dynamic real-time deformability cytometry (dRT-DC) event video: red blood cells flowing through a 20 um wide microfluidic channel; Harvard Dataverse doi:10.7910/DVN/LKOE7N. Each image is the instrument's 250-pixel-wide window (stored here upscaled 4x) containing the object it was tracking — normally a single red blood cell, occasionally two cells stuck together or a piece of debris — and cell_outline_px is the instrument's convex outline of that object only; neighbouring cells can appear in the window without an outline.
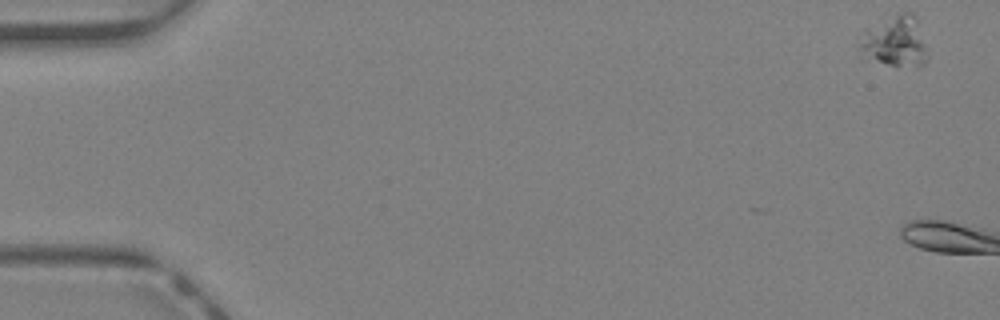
{"species": "Egyptian fruit bat (a non-hibernating species)", "species_latin": "Rousettus aegyptiacus", "temperature_condition": "warm", "stored_images_in_passage": 3, "camera_frame_rate_fps": 3000, "um_per_image_px": 0.085, "animal": {"sex": "female"}, "frame": {"image": 1, "passage_image": 1, "time_ms": 0.0, "image_size_px": [1000, 320], "cell_outline_px": [[928, 60], [920, 68], [916, 68], [888, 64], [864, 60], [856, 40], [864, 32], [900, 12], [912, 12], [916, 16], [928, 48]], "centroid_in_image_um": [76.12, 3.59], "position_along_channel_um": 8.9, "area_um2": 20.63}}